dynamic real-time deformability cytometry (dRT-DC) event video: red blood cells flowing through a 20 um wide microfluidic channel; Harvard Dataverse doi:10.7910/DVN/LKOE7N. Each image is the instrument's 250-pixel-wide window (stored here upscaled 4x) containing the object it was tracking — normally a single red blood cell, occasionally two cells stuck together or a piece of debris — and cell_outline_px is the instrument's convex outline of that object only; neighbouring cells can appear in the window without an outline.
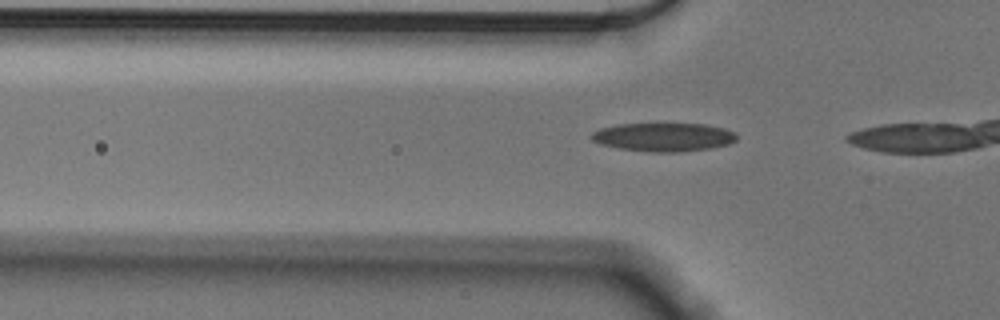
{"species": "Egyptian fruit bat (a non-hibernating species)", "species_latin": "Rousettus aegyptiacus", "temperature_condition": "cold", "stored_images_in_passage": 16, "camera_frame_rate_fps": 3000, "um_per_image_px": 0.085, "animal": {"sex": "male"}, "frame": {"image": 1, "passage_image": 13, "time_ms": 4.0, "image_size_px": [1000, 320], "cell_outline_px": [[736, 140], [728, 144], [712, 148], [676, 152], [652, 152], [620, 148], [600, 144], [592, 140], [592, 132], [600, 128], [620, 124], [704, 124], [724, 128], [732, 132], [736, 136]], "centroid_in_image_um": [56.39, 11.65], "position_along_channel_um": 69.4, "area_um2": 23.87}}